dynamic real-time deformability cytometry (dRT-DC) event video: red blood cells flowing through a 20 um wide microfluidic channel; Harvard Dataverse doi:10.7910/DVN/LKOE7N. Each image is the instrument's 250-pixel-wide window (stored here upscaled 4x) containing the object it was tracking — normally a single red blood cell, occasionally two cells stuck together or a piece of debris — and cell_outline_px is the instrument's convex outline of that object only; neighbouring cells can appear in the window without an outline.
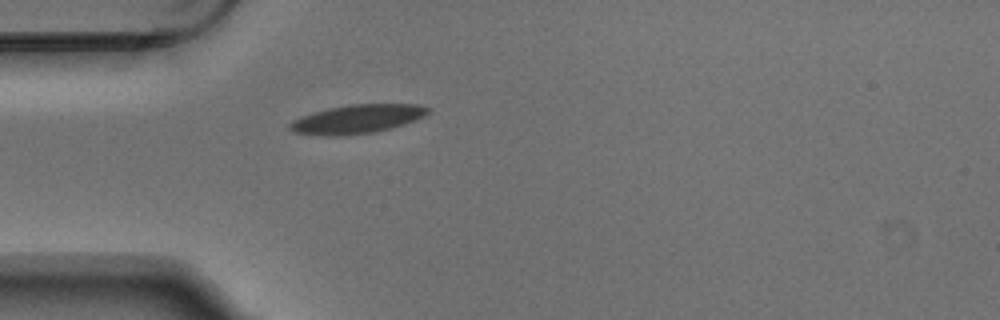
{"species": "Egyptian fruit bat (a non-hibernating species)", "species_latin": "Rousettus aegyptiacus", "temperature_condition": "warm", "stored_images_in_passage": 1, "camera_frame_rate_fps": 3000, "um_per_image_px": 0.085, "animal": {"sex": "male"}, "frame": {"image": 1, "passage_image": 1, "time_ms": 0.0, "image_size_px": [1000, 320], "cell_outline_px": [[432, 108], [424, 116], [404, 124], [392, 128], [376, 132], [340, 136], [324, 136], [296, 132], [288, 128], [288, 124], [292, 120], [300, 116], [312, 112], [328, 108], [352, 104], [420, 104]], "centroid_in_image_um": [30.35, 10.12], "position_along_channel_um": 54.6, "area_um2": 23.35}}